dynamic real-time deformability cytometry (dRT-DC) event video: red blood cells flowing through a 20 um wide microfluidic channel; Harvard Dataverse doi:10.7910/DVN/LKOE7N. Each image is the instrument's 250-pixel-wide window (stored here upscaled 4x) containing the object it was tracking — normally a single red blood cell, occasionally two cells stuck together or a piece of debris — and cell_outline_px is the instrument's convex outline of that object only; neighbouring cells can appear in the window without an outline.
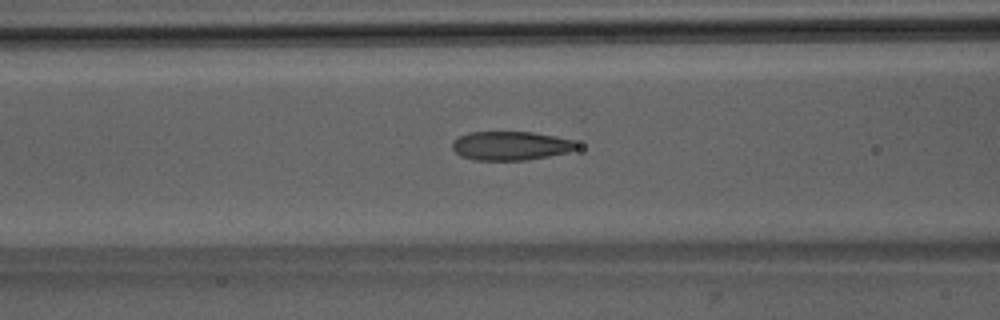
{"species": "Egyptian fruit bat (a non-hibernating species)", "species_latin": "Rousettus aegyptiacus", "temperature_condition": "room temperature", "stored_images_in_passage": 36, "camera_frame_rate_fps": 3000, "um_per_image_px": 0.085, "animal": {"sex": "male"}, "frame": {"image": 1, "passage_image": 6, "time_ms": 1.667, "image_size_px": [1000, 320], "cell_outline_px": [[580, 144], [576, 148], [568, 152], [548, 156], [524, 160], [476, 160], [460, 156], [452, 148], [452, 140], [468, 132], [532, 132], [556, 136], [572, 140]], "centroid_in_image_um": [43.39, 12.38], "position_along_channel_um": 123.2, "area_um2": 20.92}}
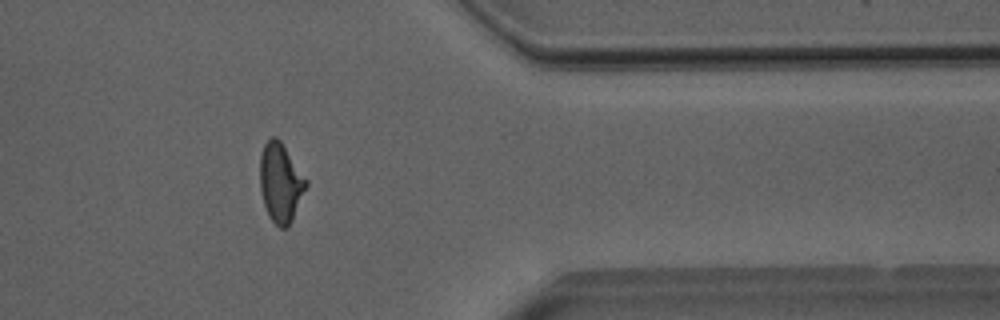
{"frame": {"image": 2, "passage_image": 27, "time_ms": 8.667, "image_size_px": [1000, 320], "cell_outline_px": [[308, 184], [292, 220], [288, 228], [280, 228], [268, 216], [264, 204], [260, 188], [260, 156], [264, 144], [272, 136], [276, 136], [280, 140], [308, 180]], "centroid_in_image_um": [23.85, 15.52], "position_along_channel_um": 387.5, "area_um2": 21.27}}
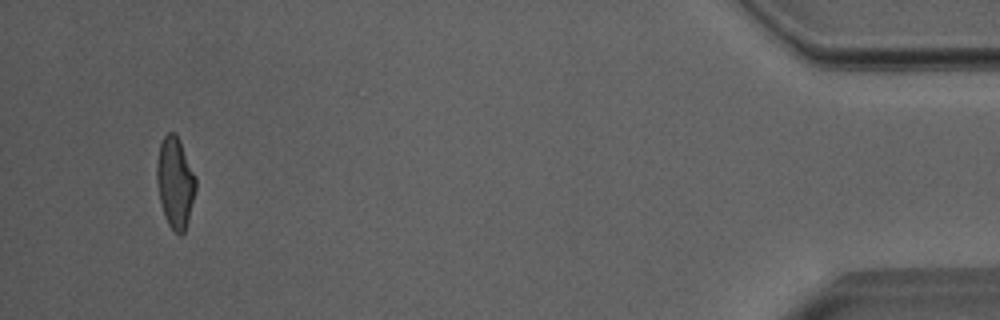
{"frame": {"image": 3, "passage_image": 34, "time_ms": 11.0, "image_size_px": [1000, 320], "cell_outline_px": [[196, 188], [184, 232], [180, 236], [168, 224], [160, 200], [156, 180], [156, 164], [160, 144], [164, 136], [168, 132], [176, 132], [180, 140], [196, 176]], "centroid_in_image_um": [14.88, 15.45], "position_along_channel_um": 420.3, "area_um2": 20.46}, "authors_computed_cell_mechanics": {"area_um2": 20.9236, "velocity_mm_per_s": 4.0068, "shape_relaxation_time_tau1_ms": 7.494, "shape_relaxation_time_tau2_ms": 1.2396, "deformation_change_tau1": 0.2114, "deformation_change_tau2": 0.077}}